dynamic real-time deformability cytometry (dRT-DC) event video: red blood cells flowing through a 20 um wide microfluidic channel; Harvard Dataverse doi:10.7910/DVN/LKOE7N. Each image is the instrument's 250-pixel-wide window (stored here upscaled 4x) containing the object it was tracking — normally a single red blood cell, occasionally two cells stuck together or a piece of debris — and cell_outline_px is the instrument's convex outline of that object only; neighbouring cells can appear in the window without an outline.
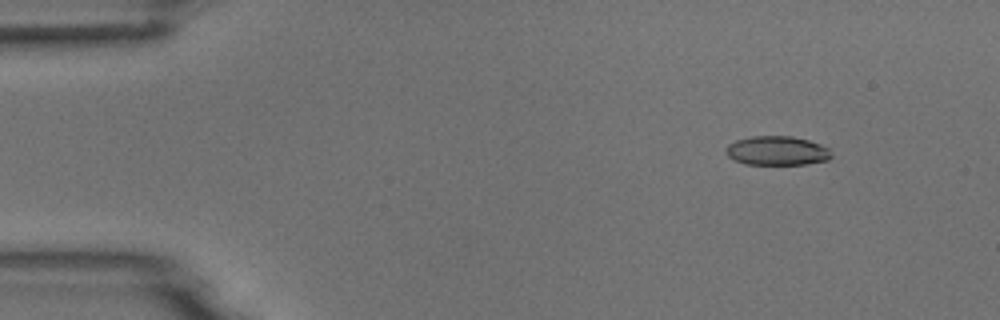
{"species": "common noctule bat (a hibernating species)", "species_latin": "Nyctalus noctula", "temperature_condition": "room temperature", "stored_images_in_passage": 8, "camera_frame_rate_fps": 3000, "um_per_image_px": 0.085, "animal": {"sex": "male", "body_mass_g": 18.8}, "frame": {"image": 1, "passage_image": 2, "time_ms": 1.333, "image_size_px": [1000, 320], "cell_outline_px": [[832, 156], [828, 160], [804, 164], [744, 164], [732, 160], [724, 152], [724, 148], [728, 144], [736, 140], [752, 136], [792, 136], [808, 140], [820, 144], [828, 148]], "centroid_in_image_um": [65.99, 12.81], "position_along_channel_um": 19.0, "area_um2": 18.03}}
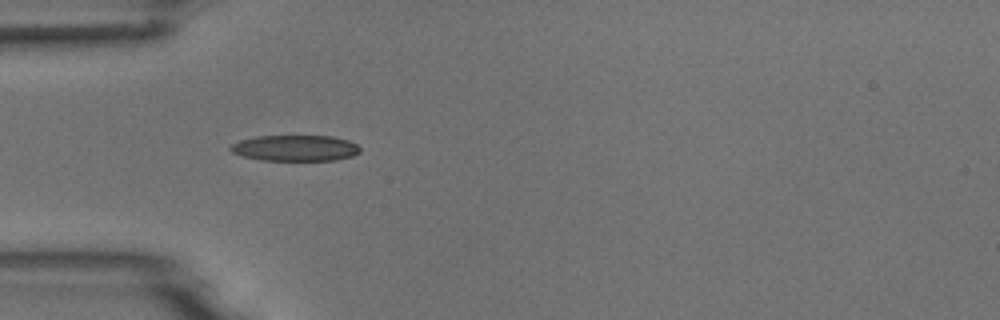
{"frame": {"image": 2, "passage_image": 5, "time_ms": 4.667, "image_size_px": [1000, 320], "cell_outline_px": [[360, 152], [352, 156], [336, 160], [260, 160], [244, 156], [232, 152], [228, 148], [232, 144], [240, 140], [256, 136], [332, 136], [348, 140], [356, 144], [360, 148]], "centroid_in_image_um": [25.1, 12.58], "position_along_channel_um": 59.9, "area_um2": 19.54}}